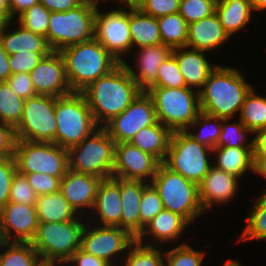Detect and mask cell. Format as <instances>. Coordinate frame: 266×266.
I'll return each instance as SVG.
<instances>
[{
    "mask_svg": "<svg viewBox=\"0 0 266 266\" xmlns=\"http://www.w3.org/2000/svg\"><path fill=\"white\" fill-rule=\"evenodd\" d=\"M94 209L99 213L102 226L121 228L122 204L118 177L102 179L97 188Z\"/></svg>",
    "mask_w": 266,
    "mask_h": 266,
    "instance_id": "25",
    "label": "cell"
},
{
    "mask_svg": "<svg viewBox=\"0 0 266 266\" xmlns=\"http://www.w3.org/2000/svg\"><path fill=\"white\" fill-rule=\"evenodd\" d=\"M149 184L140 180L119 178L122 204L121 229L126 230L133 238L140 236L139 208L143 189Z\"/></svg>",
    "mask_w": 266,
    "mask_h": 266,
    "instance_id": "24",
    "label": "cell"
},
{
    "mask_svg": "<svg viewBox=\"0 0 266 266\" xmlns=\"http://www.w3.org/2000/svg\"><path fill=\"white\" fill-rule=\"evenodd\" d=\"M160 164L154 156L129 142L115 143L112 177L144 182L150 180L151 183Z\"/></svg>",
    "mask_w": 266,
    "mask_h": 266,
    "instance_id": "16",
    "label": "cell"
},
{
    "mask_svg": "<svg viewBox=\"0 0 266 266\" xmlns=\"http://www.w3.org/2000/svg\"><path fill=\"white\" fill-rule=\"evenodd\" d=\"M209 152L211 148L195 141L186 131H174L163 164L198 185L212 166Z\"/></svg>",
    "mask_w": 266,
    "mask_h": 266,
    "instance_id": "10",
    "label": "cell"
},
{
    "mask_svg": "<svg viewBox=\"0 0 266 266\" xmlns=\"http://www.w3.org/2000/svg\"><path fill=\"white\" fill-rule=\"evenodd\" d=\"M255 172L266 178V160H253ZM266 193V190H265Z\"/></svg>",
    "mask_w": 266,
    "mask_h": 266,
    "instance_id": "59",
    "label": "cell"
},
{
    "mask_svg": "<svg viewBox=\"0 0 266 266\" xmlns=\"http://www.w3.org/2000/svg\"><path fill=\"white\" fill-rule=\"evenodd\" d=\"M216 12L197 22L188 24V37L185 48L199 51L217 49L229 40Z\"/></svg>",
    "mask_w": 266,
    "mask_h": 266,
    "instance_id": "22",
    "label": "cell"
},
{
    "mask_svg": "<svg viewBox=\"0 0 266 266\" xmlns=\"http://www.w3.org/2000/svg\"><path fill=\"white\" fill-rule=\"evenodd\" d=\"M164 257L167 261L165 266H201L205 252L193 250L185 243L165 251Z\"/></svg>",
    "mask_w": 266,
    "mask_h": 266,
    "instance_id": "45",
    "label": "cell"
},
{
    "mask_svg": "<svg viewBox=\"0 0 266 266\" xmlns=\"http://www.w3.org/2000/svg\"><path fill=\"white\" fill-rule=\"evenodd\" d=\"M157 121L174 131L192 129L190 125L201 112L199 92L188 87H149Z\"/></svg>",
    "mask_w": 266,
    "mask_h": 266,
    "instance_id": "4",
    "label": "cell"
},
{
    "mask_svg": "<svg viewBox=\"0 0 266 266\" xmlns=\"http://www.w3.org/2000/svg\"><path fill=\"white\" fill-rule=\"evenodd\" d=\"M102 1H106V0H102ZM109 1V0H108ZM120 1V3L122 2L123 3V0H118ZM99 2H101V0H92L90 3L94 6V7H98L99 6Z\"/></svg>",
    "mask_w": 266,
    "mask_h": 266,
    "instance_id": "64",
    "label": "cell"
},
{
    "mask_svg": "<svg viewBox=\"0 0 266 266\" xmlns=\"http://www.w3.org/2000/svg\"><path fill=\"white\" fill-rule=\"evenodd\" d=\"M72 92H81L90 83L109 74L120 62L94 37L59 51Z\"/></svg>",
    "mask_w": 266,
    "mask_h": 266,
    "instance_id": "3",
    "label": "cell"
},
{
    "mask_svg": "<svg viewBox=\"0 0 266 266\" xmlns=\"http://www.w3.org/2000/svg\"><path fill=\"white\" fill-rule=\"evenodd\" d=\"M16 141L15 128L0 122V159L14 156Z\"/></svg>",
    "mask_w": 266,
    "mask_h": 266,
    "instance_id": "52",
    "label": "cell"
},
{
    "mask_svg": "<svg viewBox=\"0 0 266 266\" xmlns=\"http://www.w3.org/2000/svg\"><path fill=\"white\" fill-rule=\"evenodd\" d=\"M137 52V72L129 63L123 61L130 76L136 81L137 86L146 91L157 79L158 69L161 63L172 53V49L164 44L145 46Z\"/></svg>",
    "mask_w": 266,
    "mask_h": 266,
    "instance_id": "21",
    "label": "cell"
},
{
    "mask_svg": "<svg viewBox=\"0 0 266 266\" xmlns=\"http://www.w3.org/2000/svg\"><path fill=\"white\" fill-rule=\"evenodd\" d=\"M14 159L21 174L45 173L61 180L69 169L68 149L51 142L17 140Z\"/></svg>",
    "mask_w": 266,
    "mask_h": 266,
    "instance_id": "11",
    "label": "cell"
},
{
    "mask_svg": "<svg viewBox=\"0 0 266 266\" xmlns=\"http://www.w3.org/2000/svg\"><path fill=\"white\" fill-rule=\"evenodd\" d=\"M55 97L35 95L25 100L23 116L15 127L17 140L56 144Z\"/></svg>",
    "mask_w": 266,
    "mask_h": 266,
    "instance_id": "12",
    "label": "cell"
},
{
    "mask_svg": "<svg viewBox=\"0 0 266 266\" xmlns=\"http://www.w3.org/2000/svg\"><path fill=\"white\" fill-rule=\"evenodd\" d=\"M101 178L92 174L78 173L68 169L60 180L59 191L77 214L82 208L93 209ZM80 209V210H79Z\"/></svg>",
    "mask_w": 266,
    "mask_h": 266,
    "instance_id": "19",
    "label": "cell"
},
{
    "mask_svg": "<svg viewBox=\"0 0 266 266\" xmlns=\"http://www.w3.org/2000/svg\"><path fill=\"white\" fill-rule=\"evenodd\" d=\"M50 52H19L9 55V67L11 74L30 73L40 62V60Z\"/></svg>",
    "mask_w": 266,
    "mask_h": 266,
    "instance_id": "47",
    "label": "cell"
},
{
    "mask_svg": "<svg viewBox=\"0 0 266 266\" xmlns=\"http://www.w3.org/2000/svg\"><path fill=\"white\" fill-rule=\"evenodd\" d=\"M68 263H73L74 266H110L105 260L88 254L80 248L66 262H60L62 265Z\"/></svg>",
    "mask_w": 266,
    "mask_h": 266,
    "instance_id": "53",
    "label": "cell"
},
{
    "mask_svg": "<svg viewBox=\"0 0 266 266\" xmlns=\"http://www.w3.org/2000/svg\"><path fill=\"white\" fill-rule=\"evenodd\" d=\"M7 249L0 253V266H40L43 262L31 242H7L0 240Z\"/></svg>",
    "mask_w": 266,
    "mask_h": 266,
    "instance_id": "33",
    "label": "cell"
},
{
    "mask_svg": "<svg viewBox=\"0 0 266 266\" xmlns=\"http://www.w3.org/2000/svg\"><path fill=\"white\" fill-rule=\"evenodd\" d=\"M84 227L80 218L68 222H39L31 244L43 263L66 262L80 248Z\"/></svg>",
    "mask_w": 266,
    "mask_h": 266,
    "instance_id": "6",
    "label": "cell"
},
{
    "mask_svg": "<svg viewBox=\"0 0 266 266\" xmlns=\"http://www.w3.org/2000/svg\"><path fill=\"white\" fill-rule=\"evenodd\" d=\"M56 144L69 149L91 135L96 124L81 92L55 97Z\"/></svg>",
    "mask_w": 266,
    "mask_h": 266,
    "instance_id": "5",
    "label": "cell"
},
{
    "mask_svg": "<svg viewBox=\"0 0 266 266\" xmlns=\"http://www.w3.org/2000/svg\"><path fill=\"white\" fill-rule=\"evenodd\" d=\"M141 91L126 66L120 63L109 74L90 83L81 93L96 124L103 127L121 114Z\"/></svg>",
    "mask_w": 266,
    "mask_h": 266,
    "instance_id": "1",
    "label": "cell"
},
{
    "mask_svg": "<svg viewBox=\"0 0 266 266\" xmlns=\"http://www.w3.org/2000/svg\"><path fill=\"white\" fill-rule=\"evenodd\" d=\"M216 12L212 0H180L179 14L188 24L207 18Z\"/></svg>",
    "mask_w": 266,
    "mask_h": 266,
    "instance_id": "44",
    "label": "cell"
},
{
    "mask_svg": "<svg viewBox=\"0 0 266 266\" xmlns=\"http://www.w3.org/2000/svg\"><path fill=\"white\" fill-rule=\"evenodd\" d=\"M94 37L120 63L122 56L132 48L129 9H112L106 13L100 12L98 7L95 13Z\"/></svg>",
    "mask_w": 266,
    "mask_h": 266,
    "instance_id": "13",
    "label": "cell"
},
{
    "mask_svg": "<svg viewBox=\"0 0 266 266\" xmlns=\"http://www.w3.org/2000/svg\"><path fill=\"white\" fill-rule=\"evenodd\" d=\"M157 122L154 102L147 91H141L132 103L103 128L115 143L129 142L142 128Z\"/></svg>",
    "mask_w": 266,
    "mask_h": 266,
    "instance_id": "14",
    "label": "cell"
},
{
    "mask_svg": "<svg viewBox=\"0 0 266 266\" xmlns=\"http://www.w3.org/2000/svg\"><path fill=\"white\" fill-rule=\"evenodd\" d=\"M253 10H266V0H251Z\"/></svg>",
    "mask_w": 266,
    "mask_h": 266,
    "instance_id": "60",
    "label": "cell"
},
{
    "mask_svg": "<svg viewBox=\"0 0 266 266\" xmlns=\"http://www.w3.org/2000/svg\"><path fill=\"white\" fill-rule=\"evenodd\" d=\"M38 223L35 205L8 202L0 210V240L31 242L36 235Z\"/></svg>",
    "mask_w": 266,
    "mask_h": 266,
    "instance_id": "17",
    "label": "cell"
},
{
    "mask_svg": "<svg viewBox=\"0 0 266 266\" xmlns=\"http://www.w3.org/2000/svg\"><path fill=\"white\" fill-rule=\"evenodd\" d=\"M252 11L251 0H222L216 4V14L229 37L248 24Z\"/></svg>",
    "mask_w": 266,
    "mask_h": 266,
    "instance_id": "32",
    "label": "cell"
},
{
    "mask_svg": "<svg viewBox=\"0 0 266 266\" xmlns=\"http://www.w3.org/2000/svg\"><path fill=\"white\" fill-rule=\"evenodd\" d=\"M151 184L158 191L163 208L184 217L191 223L204 213L198 185L161 163Z\"/></svg>",
    "mask_w": 266,
    "mask_h": 266,
    "instance_id": "7",
    "label": "cell"
},
{
    "mask_svg": "<svg viewBox=\"0 0 266 266\" xmlns=\"http://www.w3.org/2000/svg\"><path fill=\"white\" fill-rule=\"evenodd\" d=\"M190 224L184 217L169 210L160 211L145 227L136 239L143 244L144 236L150 234L158 242H175L183 230Z\"/></svg>",
    "mask_w": 266,
    "mask_h": 266,
    "instance_id": "26",
    "label": "cell"
},
{
    "mask_svg": "<svg viewBox=\"0 0 266 266\" xmlns=\"http://www.w3.org/2000/svg\"><path fill=\"white\" fill-rule=\"evenodd\" d=\"M181 49L184 50L186 48L172 49L171 54L178 63L179 71L183 75L186 86L188 88L195 87L199 92L217 65L211 66L209 64L204 51L189 50V48L182 51Z\"/></svg>",
    "mask_w": 266,
    "mask_h": 266,
    "instance_id": "23",
    "label": "cell"
},
{
    "mask_svg": "<svg viewBox=\"0 0 266 266\" xmlns=\"http://www.w3.org/2000/svg\"><path fill=\"white\" fill-rule=\"evenodd\" d=\"M35 207L38 222H68L79 217L60 191L39 195Z\"/></svg>",
    "mask_w": 266,
    "mask_h": 266,
    "instance_id": "31",
    "label": "cell"
},
{
    "mask_svg": "<svg viewBox=\"0 0 266 266\" xmlns=\"http://www.w3.org/2000/svg\"><path fill=\"white\" fill-rule=\"evenodd\" d=\"M253 160H266V128L253 133Z\"/></svg>",
    "mask_w": 266,
    "mask_h": 266,
    "instance_id": "55",
    "label": "cell"
},
{
    "mask_svg": "<svg viewBox=\"0 0 266 266\" xmlns=\"http://www.w3.org/2000/svg\"><path fill=\"white\" fill-rule=\"evenodd\" d=\"M0 8L9 10V0H0Z\"/></svg>",
    "mask_w": 266,
    "mask_h": 266,
    "instance_id": "61",
    "label": "cell"
},
{
    "mask_svg": "<svg viewBox=\"0 0 266 266\" xmlns=\"http://www.w3.org/2000/svg\"><path fill=\"white\" fill-rule=\"evenodd\" d=\"M162 44L175 48H185L188 37V23L177 13L157 18Z\"/></svg>",
    "mask_w": 266,
    "mask_h": 266,
    "instance_id": "34",
    "label": "cell"
},
{
    "mask_svg": "<svg viewBox=\"0 0 266 266\" xmlns=\"http://www.w3.org/2000/svg\"><path fill=\"white\" fill-rule=\"evenodd\" d=\"M150 87H187L183 75L179 71L178 63L172 54L161 63L157 79Z\"/></svg>",
    "mask_w": 266,
    "mask_h": 266,
    "instance_id": "43",
    "label": "cell"
},
{
    "mask_svg": "<svg viewBox=\"0 0 266 266\" xmlns=\"http://www.w3.org/2000/svg\"><path fill=\"white\" fill-rule=\"evenodd\" d=\"M180 0H139L135 7L141 12L158 18L179 12Z\"/></svg>",
    "mask_w": 266,
    "mask_h": 266,
    "instance_id": "48",
    "label": "cell"
},
{
    "mask_svg": "<svg viewBox=\"0 0 266 266\" xmlns=\"http://www.w3.org/2000/svg\"><path fill=\"white\" fill-rule=\"evenodd\" d=\"M9 25L0 33V41L8 55L19 52H51L46 37L35 34L18 23V28L8 31Z\"/></svg>",
    "mask_w": 266,
    "mask_h": 266,
    "instance_id": "28",
    "label": "cell"
},
{
    "mask_svg": "<svg viewBox=\"0 0 266 266\" xmlns=\"http://www.w3.org/2000/svg\"><path fill=\"white\" fill-rule=\"evenodd\" d=\"M171 135L172 131L157 121L154 125L140 129L129 143L164 163Z\"/></svg>",
    "mask_w": 266,
    "mask_h": 266,
    "instance_id": "27",
    "label": "cell"
},
{
    "mask_svg": "<svg viewBox=\"0 0 266 266\" xmlns=\"http://www.w3.org/2000/svg\"><path fill=\"white\" fill-rule=\"evenodd\" d=\"M212 1H214L217 4V3L221 2L222 0H212Z\"/></svg>",
    "mask_w": 266,
    "mask_h": 266,
    "instance_id": "66",
    "label": "cell"
},
{
    "mask_svg": "<svg viewBox=\"0 0 266 266\" xmlns=\"http://www.w3.org/2000/svg\"><path fill=\"white\" fill-rule=\"evenodd\" d=\"M239 178L211 166L208 173L198 184L199 198L203 210L212 208L216 203L225 204L236 197Z\"/></svg>",
    "mask_w": 266,
    "mask_h": 266,
    "instance_id": "20",
    "label": "cell"
},
{
    "mask_svg": "<svg viewBox=\"0 0 266 266\" xmlns=\"http://www.w3.org/2000/svg\"><path fill=\"white\" fill-rule=\"evenodd\" d=\"M16 171L14 156L0 159V210L9 201L10 187Z\"/></svg>",
    "mask_w": 266,
    "mask_h": 266,
    "instance_id": "49",
    "label": "cell"
},
{
    "mask_svg": "<svg viewBox=\"0 0 266 266\" xmlns=\"http://www.w3.org/2000/svg\"><path fill=\"white\" fill-rule=\"evenodd\" d=\"M115 141L103 127L68 149L69 169L78 173L112 177Z\"/></svg>",
    "mask_w": 266,
    "mask_h": 266,
    "instance_id": "8",
    "label": "cell"
},
{
    "mask_svg": "<svg viewBox=\"0 0 266 266\" xmlns=\"http://www.w3.org/2000/svg\"><path fill=\"white\" fill-rule=\"evenodd\" d=\"M37 198L38 195L32 189L26 176L16 171L10 187L8 202L35 205Z\"/></svg>",
    "mask_w": 266,
    "mask_h": 266,
    "instance_id": "46",
    "label": "cell"
},
{
    "mask_svg": "<svg viewBox=\"0 0 266 266\" xmlns=\"http://www.w3.org/2000/svg\"><path fill=\"white\" fill-rule=\"evenodd\" d=\"M124 266H165L164 251L135 240L128 248ZM163 257V258H162Z\"/></svg>",
    "mask_w": 266,
    "mask_h": 266,
    "instance_id": "39",
    "label": "cell"
},
{
    "mask_svg": "<svg viewBox=\"0 0 266 266\" xmlns=\"http://www.w3.org/2000/svg\"><path fill=\"white\" fill-rule=\"evenodd\" d=\"M136 239L133 238L126 230L118 226H99L98 228L84 227L80 249L97 258H101L110 265L115 264L116 255L119 256L126 250ZM114 259V260H112Z\"/></svg>",
    "mask_w": 266,
    "mask_h": 266,
    "instance_id": "15",
    "label": "cell"
},
{
    "mask_svg": "<svg viewBox=\"0 0 266 266\" xmlns=\"http://www.w3.org/2000/svg\"><path fill=\"white\" fill-rule=\"evenodd\" d=\"M82 2L83 0H40V3L51 12H66Z\"/></svg>",
    "mask_w": 266,
    "mask_h": 266,
    "instance_id": "54",
    "label": "cell"
},
{
    "mask_svg": "<svg viewBox=\"0 0 266 266\" xmlns=\"http://www.w3.org/2000/svg\"><path fill=\"white\" fill-rule=\"evenodd\" d=\"M190 126H200L201 130H199L198 134L192 133L190 129L185 130L195 141L211 149L217 147L221 134L222 118L201 111Z\"/></svg>",
    "mask_w": 266,
    "mask_h": 266,
    "instance_id": "38",
    "label": "cell"
},
{
    "mask_svg": "<svg viewBox=\"0 0 266 266\" xmlns=\"http://www.w3.org/2000/svg\"><path fill=\"white\" fill-rule=\"evenodd\" d=\"M24 102L6 81L0 82V122L15 128L22 119Z\"/></svg>",
    "mask_w": 266,
    "mask_h": 266,
    "instance_id": "37",
    "label": "cell"
},
{
    "mask_svg": "<svg viewBox=\"0 0 266 266\" xmlns=\"http://www.w3.org/2000/svg\"><path fill=\"white\" fill-rule=\"evenodd\" d=\"M163 204L158 191L149 183L141 196L139 215H140V235L144 227L160 212Z\"/></svg>",
    "mask_w": 266,
    "mask_h": 266,
    "instance_id": "42",
    "label": "cell"
},
{
    "mask_svg": "<svg viewBox=\"0 0 266 266\" xmlns=\"http://www.w3.org/2000/svg\"><path fill=\"white\" fill-rule=\"evenodd\" d=\"M254 201L247 219V226L240 234L239 242L266 240V193L259 195Z\"/></svg>",
    "mask_w": 266,
    "mask_h": 266,
    "instance_id": "36",
    "label": "cell"
},
{
    "mask_svg": "<svg viewBox=\"0 0 266 266\" xmlns=\"http://www.w3.org/2000/svg\"><path fill=\"white\" fill-rule=\"evenodd\" d=\"M129 8V24L132 41V49L161 44L160 30L157 18L141 12L135 6Z\"/></svg>",
    "mask_w": 266,
    "mask_h": 266,
    "instance_id": "29",
    "label": "cell"
},
{
    "mask_svg": "<svg viewBox=\"0 0 266 266\" xmlns=\"http://www.w3.org/2000/svg\"><path fill=\"white\" fill-rule=\"evenodd\" d=\"M40 266H56V263H42Z\"/></svg>",
    "mask_w": 266,
    "mask_h": 266,
    "instance_id": "65",
    "label": "cell"
},
{
    "mask_svg": "<svg viewBox=\"0 0 266 266\" xmlns=\"http://www.w3.org/2000/svg\"><path fill=\"white\" fill-rule=\"evenodd\" d=\"M231 119H222L221 134L217 146L219 147H246L253 148V140L248 143V135L253 132L248 129L239 119V123H230L227 121ZM227 123V124H226Z\"/></svg>",
    "mask_w": 266,
    "mask_h": 266,
    "instance_id": "40",
    "label": "cell"
},
{
    "mask_svg": "<svg viewBox=\"0 0 266 266\" xmlns=\"http://www.w3.org/2000/svg\"><path fill=\"white\" fill-rule=\"evenodd\" d=\"M36 94L61 97L72 93L59 51H51L29 73Z\"/></svg>",
    "mask_w": 266,
    "mask_h": 266,
    "instance_id": "18",
    "label": "cell"
},
{
    "mask_svg": "<svg viewBox=\"0 0 266 266\" xmlns=\"http://www.w3.org/2000/svg\"><path fill=\"white\" fill-rule=\"evenodd\" d=\"M138 1L139 0H123V4L125 3L126 6H135Z\"/></svg>",
    "mask_w": 266,
    "mask_h": 266,
    "instance_id": "63",
    "label": "cell"
},
{
    "mask_svg": "<svg viewBox=\"0 0 266 266\" xmlns=\"http://www.w3.org/2000/svg\"><path fill=\"white\" fill-rule=\"evenodd\" d=\"M223 266H241V264L237 259L236 260L233 259L230 262L225 263V265Z\"/></svg>",
    "mask_w": 266,
    "mask_h": 266,
    "instance_id": "62",
    "label": "cell"
},
{
    "mask_svg": "<svg viewBox=\"0 0 266 266\" xmlns=\"http://www.w3.org/2000/svg\"><path fill=\"white\" fill-rule=\"evenodd\" d=\"M51 11L47 10L40 2L24 11L18 17V23L35 34L46 37Z\"/></svg>",
    "mask_w": 266,
    "mask_h": 266,
    "instance_id": "41",
    "label": "cell"
},
{
    "mask_svg": "<svg viewBox=\"0 0 266 266\" xmlns=\"http://www.w3.org/2000/svg\"><path fill=\"white\" fill-rule=\"evenodd\" d=\"M239 119L253 133L266 128V97L257 95L254 87L250 89L244 99Z\"/></svg>",
    "mask_w": 266,
    "mask_h": 266,
    "instance_id": "35",
    "label": "cell"
},
{
    "mask_svg": "<svg viewBox=\"0 0 266 266\" xmlns=\"http://www.w3.org/2000/svg\"><path fill=\"white\" fill-rule=\"evenodd\" d=\"M24 175L38 196L59 191L60 179L58 177L36 172Z\"/></svg>",
    "mask_w": 266,
    "mask_h": 266,
    "instance_id": "50",
    "label": "cell"
},
{
    "mask_svg": "<svg viewBox=\"0 0 266 266\" xmlns=\"http://www.w3.org/2000/svg\"><path fill=\"white\" fill-rule=\"evenodd\" d=\"M252 151L253 148L217 146L212 149V154L217 153V160L212 165L239 178L247 169L255 172Z\"/></svg>",
    "mask_w": 266,
    "mask_h": 266,
    "instance_id": "30",
    "label": "cell"
},
{
    "mask_svg": "<svg viewBox=\"0 0 266 266\" xmlns=\"http://www.w3.org/2000/svg\"><path fill=\"white\" fill-rule=\"evenodd\" d=\"M251 88L238 69L218 65L199 91L201 111L231 119L240 112Z\"/></svg>",
    "mask_w": 266,
    "mask_h": 266,
    "instance_id": "2",
    "label": "cell"
},
{
    "mask_svg": "<svg viewBox=\"0 0 266 266\" xmlns=\"http://www.w3.org/2000/svg\"><path fill=\"white\" fill-rule=\"evenodd\" d=\"M6 82L10 88L22 99L26 100L33 97L36 91L33 87L32 80L29 73H15L12 74Z\"/></svg>",
    "mask_w": 266,
    "mask_h": 266,
    "instance_id": "51",
    "label": "cell"
},
{
    "mask_svg": "<svg viewBox=\"0 0 266 266\" xmlns=\"http://www.w3.org/2000/svg\"><path fill=\"white\" fill-rule=\"evenodd\" d=\"M96 7L83 1L66 12H51L46 40L52 51L94 38Z\"/></svg>",
    "mask_w": 266,
    "mask_h": 266,
    "instance_id": "9",
    "label": "cell"
},
{
    "mask_svg": "<svg viewBox=\"0 0 266 266\" xmlns=\"http://www.w3.org/2000/svg\"><path fill=\"white\" fill-rule=\"evenodd\" d=\"M9 55L0 41V82L6 81L12 74L8 64Z\"/></svg>",
    "mask_w": 266,
    "mask_h": 266,
    "instance_id": "57",
    "label": "cell"
},
{
    "mask_svg": "<svg viewBox=\"0 0 266 266\" xmlns=\"http://www.w3.org/2000/svg\"><path fill=\"white\" fill-rule=\"evenodd\" d=\"M13 21L10 16V10L0 8V33L5 30Z\"/></svg>",
    "mask_w": 266,
    "mask_h": 266,
    "instance_id": "58",
    "label": "cell"
},
{
    "mask_svg": "<svg viewBox=\"0 0 266 266\" xmlns=\"http://www.w3.org/2000/svg\"><path fill=\"white\" fill-rule=\"evenodd\" d=\"M40 0H9V10L12 19L15 18V14L21 15L24 11L39 3Z\"/></svg>",
    "mask_w": 266,
    "mask_h": 266,
    "instance_id": "56",
    "label": "cell"
}]
</instances>
